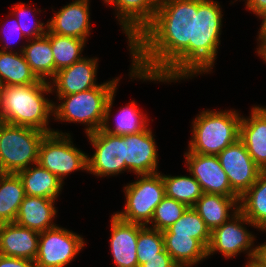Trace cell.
<instances>
[{"label":"cell","mask_w":266,"mask_h":267,"mask_svg":"<svg viewBox=\"0 0 266 267\" xmlns=\"http://www.w3.org/2000/svg\"><path fill=\"white\" fill-rule=\"evenodd\" d=\"M197 0H159L153 21L129 45L131 79L178 82L194 77Z\"/></svg>","instance_id":"obj_1"},{"label":"cell","mask_w":266,"mask_h":267,"mask_svg":"<svg viewBox=\"0 0 266 267\" xmlns=\"http://www.w3.org/2000/svg\"><path fill=\"white\" fill-rule=\"evenodd\" d=\"M53 93L49 82L40 80L30 85H8L0 89V119L8 124L27 126L45 133L53 116V101L44 94Z\"/></svg>","instance_id":"obj_2"},{"label":"cell","mask_w":266,"mask_h":267,"mask_svg":"<svg viewBox=\"0 0 266 267\" xmlns=\"http://www.w3.org/2000/svg\"><path fill=\"white\" fill-rule=\"evenodd\" d=\"M119 77L97 87L69 95H56L60 104L53 103V117L57 121L86 125L85 133L101 129L110 95L117 90Z\"/></svg>","instance_id":"obj_3"},{"label":"cell","mask_w":266,"mask_h":267,"mask_svg":"<svg viewBox=\"0 0 266 267\" xmlns=\"http://www.w3.org/2000/svg\"><path fill=\"white\" fill-rule=\"evenodd\" d=\"M241 115L236 110H203L192 121L188 150L192 153L218 155L240 136Z\"/></svg>","instance_id":"obj_4"},{"label":"cell","mask_w":266,"mask_h":267,"mask_svg":"<svg viewBox=\"0 0 266 267\" xmlns=\"http://www.w3.org/2000/svg\"><path fill=\"white\" fill-rule=\"evenodd\" d=\"M214 0H197L194 27V76L212 71L220 44L222 9Z\"/></svg>","instance_id":"obj_5"},{"label":"cell","mask_w":266,"mask_h":267,"mask_svg":"<svg viewBox=\"0 0 266 267\" xmlns=\"http://www.w3.org/2000/svg\"><path fill=\"white\" fill-rule=\"evenodd\" d=\"M47 133L32 127L2 121L0 173H17L38 161L39 147Z\"/></svg>","instance_id":"obj_6"},{"label":"cell","mask_w":266,"mask_h":267,"mask_svg":"<svg viewBox=\"0 0 266 267\" xmlns=\"http://www.w3.org/2000/svg\"><path fill=\"white\" fill-rule=\"evenodd\" d=\"M137 177L136 181L127 183L123 189L126 198L124 210L114 214L125 222L147 226L156 206L166 196L165 184L160 172Z\"/></svg>","instance_id":"obj_7"},{"label":"cell","mask_w":266,"mask_h":267,"mask_svg":"<svg viewBox=\"0 0 266 267\" xmlns=\"http://www.w3.org/2000/svg\"><path fill=\"white\" fill-rule=\"evenodd\" d=\"M70 133H47L39 147L37 163L64 183L71 172L87 171V154L73 144Z\"/></svg>","instance_id":"obj_8"},{"label":"cell","mask_w":266,"mask_h":267,"mask_svg":"<svg viewBox=\"0 0 266 267\" xmlns=\"http://www.w3.org/2000/svg\"><path fill=\"white\" fill-rule=\"evenodd\" d=\"M245 224L257 228L238 210L228 221L215 228L211 232L207 257L219 251L225 259H230L246 251L248 261L253 260L257 250V246L254 245L256 237L247 230Z\"/></svg>","instance_id":"obj_9"},{"label":"cell","mask_w":266,"mask_h":267,"mask_svg":"<svg viewBox=\"0 0 266 267\" xmlns=\"http://www.w3.org/2000/svg\"><path fill=\"white\" fill-rule=\"evenodd\" d=\"M85 246V241L77 233L59 227L39 234L36 267H65L71 263Z\"/></svg>","instance_id":"obj_10"},{"label":"cell","mask_w":266,"mask_h":267,"mask_svg":"<svg viewBox=\"0 0 266 267\" xmlns=\"http://www.w3.org/2000/svg\"><path fill=\"white\" fill-rule=\"evenodd\" d=\"M86 135L95 149L91 157L87 155V172L97 177H106L126 171L124 136L113 135L102 129Z\"/></svg>","instance_id":"obj_11"},{"label":"cell","mask_w":266,"mask_h":267,"mask_svg":"<svg viewBox=\"0 0 266 267\" xmlns=\"http://www.w3.org/2000/svg\"><path fill=\"white\" fill-rule=\"evenodd\" d=\"M217 157L227 174L231 189L239 197L257 181L262 172L240 139L226 147Z\"/></svg>","instance_id":"obj_12"},{"label":"cell","mask_w":266,"mask_h":267,"mask_svg":"<svg viewBox=\"0 0 266 267\" xmlns=\"http://www.w3.org/2000/svg\"><path fill=\"white\" fill-rule=\"evenodd\" d=\"M185 154L186 167L200 184L203 193L239 197L232 189L227 174L220 165L217 155L192 153Z\"/></svg>","instance_id":"obj_13"},{"label":"cell","mask_w":266,"mask_h":267,"mask_svg":"<svg viewBox=\"0 0 266 267\" xmlns=\"http://www.w3.org/2000/svg\"><path fill=\"white\" fill-rule=\"evenodd\" d=\"M152 130L124 136V160L127 172L136 175L158 173V148Z\"/></svg>","instance_id":"obj_14"},{"label":"cell","mask_w":266,"mask_h":267,"mask_svg":"<svg viewBox=\"0 0 266 267\" xmlns=\"http://www.w3.org/2000/svg\"><path fill=\"white\" fill-rule=\"evenodd\" d=\"M114 6L116 17L127 35L128 46L153 21L159 0H104Z\"/></svg>","instance_id":"obj_15"},{"label":"cell","mask_w":266,"mask_h":267,"mask_svg":"<svg viewBox=\"0 0 266 267\" xmlns=\"http://www.w3.org/2000/svg\"><path fill=\"white\" fill-rule=\"evenodd\" d=\"M98 58L83 57L71 66L60 69L49 82L56 95H69L97 87ZM55 89H54V88Z\"/></svg>","instance_id":"obj_16"},{"label":"cell","mask_w":266,"mask_h":267,"mask_svg":"<svg viewBox=\"0 0 266 267\" xmlns=\"http://www.w3.org/2000/svg\"><path fill=\"white\" fill-rule=\"evenodd\" d=\"M90 1H73L63 6L47 21L48 31L61 36L80 38L87 41L91 34Z\"/></svg>","instance_id":"obj_17"},{"label":"cell","mask_w":266,"mask_h":267,"mask_svg":"<svg viewBox=\"0 0 266 267\" xmlns=\"http://www.w3.org/2000/svg\"><path fill=\"white\" fill-rule=\"evenodd\" d=\"M110 249L116 267H139L137 259V239L140 224L129 223L111 216Z\"/></svg>","instance_id":"obj_18"},{"label":"cell","mask_w":266,"mask_h":267,"mask_svg":"<svg viewBox=\"0 0 266 267\" xmlns=\"http://www.w3.org/2000/svg\"><path fill=\"white\" fill-rule=\"evenodd\" d=\"M239 139L252 160L266 171V106L255 105L249 117H241Z\"/></svg>","instance_id":"obj_19"},{"label":"cell","mask_w":266,"mask_h":267,"mask_svg":"<svg viewBox=\"0 0 266 267\" xmlns=\"http://www.w3.org/2000/svg\"><path fill=\"white\" fill-rule=\"evenodd\" d=\"M39 234L16 222L0 225V255L34 261L38 253Z\"/></svg>","instance_id":"obj_20"},{"label":"cell","mask_w":266,"mask_h":267,"mask_svg":"<svg viewBox=\"0 0 266 267\" xmlns=\"http://www.w3.org/2000/svg\"><path fill=\"white\" fill-rule=\"evenodd\" d=\"M55 202L54 199L26 195L14 222L38 233L52 229L57 226L53 223L57 214Z\"/></svg>","instance_id":"obj_21"},{"label":"cell","mask_w":266,"mask_h":267,"mask_svg":"<svg viewBox=\"0 0 266 267\" xmlns=\"http://www.w3.org/2000/svg\"><path fill=\"white\" fill-rule=\"evenodd\" d=\"M240 197L203 193L192 207L212 232L228 221L239 210ZM232 212H231V211Z\"/></svg>","instance_id":"obj_22"},{"label":"cell","mask_w":266,"mask_h":267,"mask_svg":"<svg viewBox=\"0 0 266 267\" xmlns=\"http://www.w3.org/2000/svg\"><path fill=\"white\" fill-rule=\"evenodd\" d=\"M28 40L27 44L20 46L18 51L23 53L25 60L39 80L50 82L55 76V60L51 50L49 31L47 30L46 34L41 37Z\"/></svg>","instance_id":"obj_23"},{"label":"cell","mask_w":266,"mask_h":267,"mask_svg":"<svg viewBox=\"0 0 266 267\" xmlns=\"http://www.w3.org/2000/svg\"><path fill=\"white\" fill-rule=\"evenodd\" d=\"M27 196H39L56 200L64 183L38 163L17 172Z\"/></svg>","instance_id":"obj_24"},{"label":"cell","mask_w":266,"mask_h":267,"mask_svg":"<svg viewBox=\"0 0 266 267\" xmlns=\"http://www.w3.org/2000/svg\"><path fill=\"white\" fill-rule=\"evenodd\" d=\"M116 90L110 95L106 109L104 122L101 129L113 135L125 136L129 134H136L145 130L148 124L147 114H143L137 108L136 102L133 100L124 108H120L119 114L116 116V125L112 129L109 125L111 109L114 101Z\"/></svg>","instance_id":"obj_25"},{"label":"cell","mask_w":266,"mask_h":267,"mask_svg":"<svg viewBox=\"0 0 266 267\" xmlns=\"http://www.w3.org/2000/svg\"><path fill=\"white\" fill-rule=\"evenodd\" d=\"M162 234L165 250L179 267H192L208 258L207 249L197 239L173 233Z\"/></svg>","instance_id":"obj_26"},{"label":"cell","mask_w":266,"mask_h":267,"mask_svg":"<svg viewBox=\"0 0 266 267\" xmlns=\"http://www.w3.org/2000/svg\"><path fill=\"white\" fill-rule=\"evenodd\" d=\"M239 211L259 230L266 231V171L240 197Z\"/></svg>","instance_id":"obj_27"},{"label":"cell","mask_w":266,"mask_h":267,"mask_svg":"<svg viewBox=\"0 0 266 267\" xmlns=\"http://www.w3.org/2000/svg\"><path fill=\"white\" fill-rule=\"evenodd\" d=\"M0 50V84L30 85L40 80L31 70L22 52Z\"/></svg>","instance_id":"obj_28"},{"label":"cell","mask_w":266,"mask_h":267,"mask_svg":"<svg viewBox=\"0 0 266 267\" xmlns=\"http://www.w3.org/2000/svg\"><path fill=\"white\" fill-rule=\"evenodd\" d=\"M25 196L17 173H0V225L15 221Z\"/></svg>","instance_id":"obj_29"},{"label":"cell","mask_w":266,"mask_h":267,"mask_svg":"<svg viewBox=\"0 0 266 267\" xmlns=\"http://www.w3.org/2000/svg\"><path fill=\"white\" fill-rule=\"evenodd\" d=\"M51 50L55 60L56 72L83 58L82 51L87 43L86 40L68 36H61L49 32Z\"/></svg>","instance_id":"obj_30"},{"label":"cell","mask_w":266,"mask_h":267,"mask_svg":"<svg viewBox=\"0 0 266 267\" xmlns=\"http://www.w3.org/2000/svg\"><path fill=\"white\" fill-rule=\"evenodd\" d=\"M162 175L167 197L173 198L187 207H193L203 191L196 179L191 176Z\"/></svg>","instance_id":"obj_31"},{"label":"cell","mask_w":266,"mask_h":267,"mask_svg":"<svg viewBox=\"0 0 266 267\" xmlns=\"http://www.w3.org/2000/svg\"><path fill=\"white\" fill-rule=\"evenodd\" d=\"M162 233L192 237L197 239L206 249L211 240L210 230L192 207H188L180 219Z\"/></svg>","instance_id":"obj_32"},{"label":"cell","mask_w":266,"mask_h":267,"mask_svg":"<svg viewBox=\"0 0 266 267\" xmlns=\"http://www.w3.org/2000/svg\"><path fill=\"white\" fill-rule=\"evenodd\" d=\"M136 248L139 267L146 259L160 257V252L165 249L162 231L140 224Z\"/></svg>","instance_id":"obj_33"},{"label":"cell","mask_w":266,"mask_h":267,"mask_svg":"<svg viewBox=\"0 0 266 267\" xmlns=\"http://www.w3.org/2000/svg\"><path fill=\"white\" fill-rule=\"evenodd\" d=\"M187 208L185 204L165 196L156 206L149 227L164 231L177 222Z\"/></svg>","instance_id":"obj_34"},{"label":"cell","mask_w":266,"mask_h":267,"mask_svg":"<svg viewBox=\"0 0 266 267\" xmlns=\"http://www.w3.org/2000/svg\"><path fill=\"white\" fill-rule=\"evenodd\" d=\"M27 5L23 2L15 4L13 6L12 14L14 17H16L17 22L20 26V30L22 31L24 37H28L31 39L41 37L46 34L48 27L47 23H43L40 20L39 21H29L30 17H28L31 13H29L30 7H26ZM26 18V19H25ZM28 20V21H27ZM30 22V24L28 23Z\"/></svg>","instance_id":"obj_35"},{"label":"cell","mask_w":266,"mask_h":267,"mask_svg":"<svg viewBox=\"0 0 266 267\" xmlns=\"http://www.w3.org/2000/svg\"><path fill=\"white\" fill-rule=\"evenodd\" d=\"M8 28H7L8 29L7 33L3 32L4 33L3 35L4 36L6 35L3 38V40L5 39L4 41H7V42L4 43V45L1 46L2 47L0 49L1 51H13L12 49H9L10 48V44H14V43H16V41H18V39L20 40L21 38H24V35H23L22 31L20 30V26H19V24L17 22L16 17L13 19L12 24L9 25ZM14 35H16L18 38H15L16 36L14 38H12ZM15 39H16V41H15Z\"/></svg>","instance_id":"obj_36"},{"label":"cell","mask_w":266,"mask_h":267,"mask_svg":"<svg viewBox=\"0 0 266 267\" xmlns=\"http://www.w3.org/2000/svg\"><path fill=\"white\" fill-rule=\"evenodd\" d=\"M140 267H179L171 258L170 254L164 249L160 252V257L146 259Z\"/></svg>","instance_id":"obj_37"},{"label":"cell","mask_w":266,"mask_h":267,"mask_svg":"<svg viewBox=\"0 0 266 267\" xmlns=\"http://www.w3.org/2000/svg\"><path fill=\"white\" fill-rule=\"evenodd\" d=\"M0 267H36L35 262L29 259L7 257L0 255Z\"/></svg>","instance_id":"obj_38"},{"label":"cell","mask_w":266,"mask_h":267,"mask_svg":"<svg viewBox=\"0 0 266 267\" xmlns=\"http://www.w3.org/2000/svg\"><path fill=\"white\" fill-rule=\"evenodd\" d=\"M245 3L246 8L256 14V16L266 10V0H246Z\"/></svg>","instance_id":"obj_39"},{"label":"cell","mask_w":266,"mask_h":267,"mask_svg":"<svg viewBox=\"0 0 266 267\" xmlns=\"http://www.w3.org/2000/svg\"><path fill=\"white\" fill-rule=\"evenodd\" d=\"M254 260L261 266L266 267V242L257 246Z\"/></svg>","instance_id":"obj_40"},{"label":"cell","mask_w":266,"mask_h":267,"mask_svg":"<svg viewBox=\"0 0 266 267\" xmlns=\"http://www.w3.org/2000/svg\"><path fill=\"white\" fill-rule=\"evenodd\" d=\"M257 17H259V19L260 18L262 19V23L259 29L260 31L258 32L259 35H258L257 41L265 42L266 41V10L259 13Z\"/></svg>","instance_id":"obj_41"},{"label":"cell","mask_w":266,"mask_h":267,"mask_svg":"<svg viewBox=\"0 0 266 267\" xmlns=\"http://www.w3.org/2000/svg\"><path fill=\"white\" fill-rule=\"evenodd\" d=\"M258 44V48H256L257 54L258 56L262 57L261 59H263L266 63V41L259 42Z\"/></svg>","instance_id":"obj_42"},{"label":"cell","mask_w":266,"mask_h":267,"mask_svg":"<svg viewBox=\"0 0 266 267\" xmlns=\"http://www.w3.org/2000/svg\"><path fill=\"white\" fill-rule=\"evenodd\" d=\"M250 267H261L254 259L250 260Z\"/></svg>","instance_id":"obj_43"},{"label":"cell","mask_w":266,"mask_h":267,"mask_svg":"<svg viewBox=\"0 0 266 267\" xmlns=\"http://www.w3.org/2000/svg\"><path fill=\"white\" fill-rule=\"evenodd\" d=\"M244 267H250V260L247 261V264Z\"/></svg>","instance_id":"obj_44"},{"label":"cell","mask_w":266,"mask_h":267,"mask_svg":"<svg viewBox=\"0 0 266 267\" xmlns=\"http://www.w3.org/2000/svg\"><path fill=\"white\" fill-rule=\"evenodd\" d=\"M1 127H2V120L0 119V132H1Z\"/></svg>","instance_id":"obj_45"}]
</instances>
